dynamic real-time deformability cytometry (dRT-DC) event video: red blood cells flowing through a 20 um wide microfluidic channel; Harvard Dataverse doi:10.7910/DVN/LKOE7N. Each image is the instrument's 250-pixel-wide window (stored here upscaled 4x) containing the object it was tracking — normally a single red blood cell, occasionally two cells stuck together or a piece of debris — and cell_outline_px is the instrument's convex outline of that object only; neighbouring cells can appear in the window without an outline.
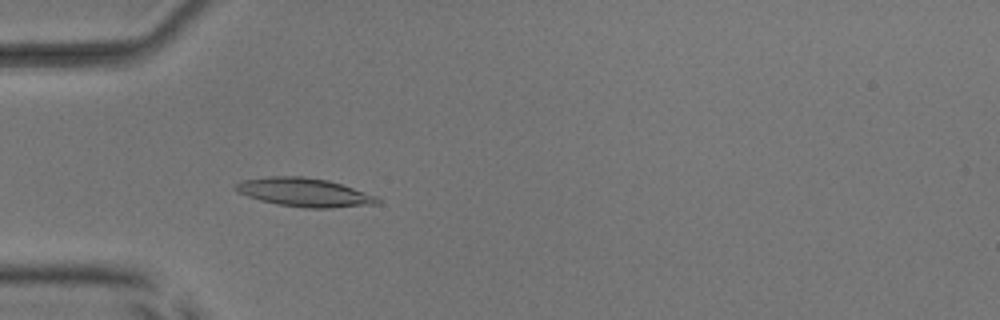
{"species": "common noctule bat (a hibernating species)", "species_latin": "Nyctalus noctula", "temperature_condition": "room temperature", "stored_images_in_passage": 53, "camera_frame_rate_fps": 3000, "um_per_image_px": 0.085, "animal": {"sex": "male", "body_mass_g": 17.9, "forearm_length_mm": 54.2}, "frame": {"image": 1, "passage_image": 16, "time_ms": 5.0, "image_size_px": [1000, 320], "cell_outline_px": [[380, 204], [332, 208], [304, 208], [276, 204], [260, 200], [236, 192], [232, 188], [236, 184], [244, 180], [268, 176], [304, 176], [328, 180], [376, 196], [380, 200]], "centroid_in_image_um": [25.85, 16.36], "position_along_channel_um": 59.2, "area_um2": 23.7}}
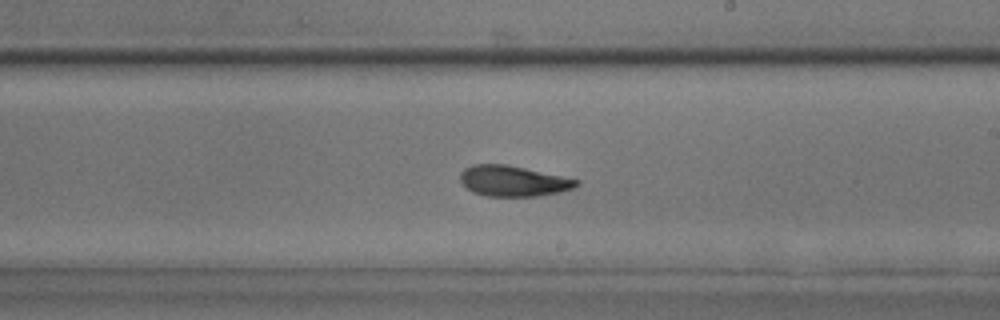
{"frame": {"image": 2, "passage_image": 31, "time_ms": 10.0, "image_size_px": [1000, 320], "cell_outline_px": [[580, 184], [572, 188], [560, 192], [536, 196], [488, 196], [472, 192], [460, 180], [460, 172], [464, 168], [472, 164], [508, 164], [580, 180]], "centroid_in_image_um": [43.61, 15.37], "position_along_channel_um": 245.4, "area_um2": 20.75}}
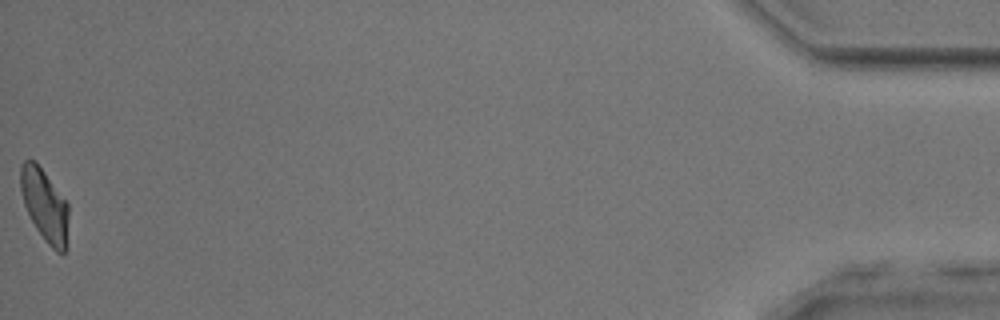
{"frame": {"image": 3, "passage_image": 53, "time_ms": 17.333, "image_size_px": [1000, 320], "cell_outline_px": [[68, 248], [64, 252], [56, 252], [44, 240], [36, 228], [24, 204], [20, 188], [20, 164], [24, 160], [32, 160], [44, 172], [68, 204]], "centroid_in_image_um": [3.81, 17.49], "position_along_channel_um": 431.4, "area_um2": 20.11}, "authors_computed_cell_mechanics": {"area_um2": 21.1548, "velocity_mm_per_s": 3.8469, "shape_relaxation_time_tau1_ms": 4.954, "shape_relaxation_time_tau2_ms": 3.3065, "deformation_change_tau1": 0.1431, "deformation_change_tau2": 0.1027}}